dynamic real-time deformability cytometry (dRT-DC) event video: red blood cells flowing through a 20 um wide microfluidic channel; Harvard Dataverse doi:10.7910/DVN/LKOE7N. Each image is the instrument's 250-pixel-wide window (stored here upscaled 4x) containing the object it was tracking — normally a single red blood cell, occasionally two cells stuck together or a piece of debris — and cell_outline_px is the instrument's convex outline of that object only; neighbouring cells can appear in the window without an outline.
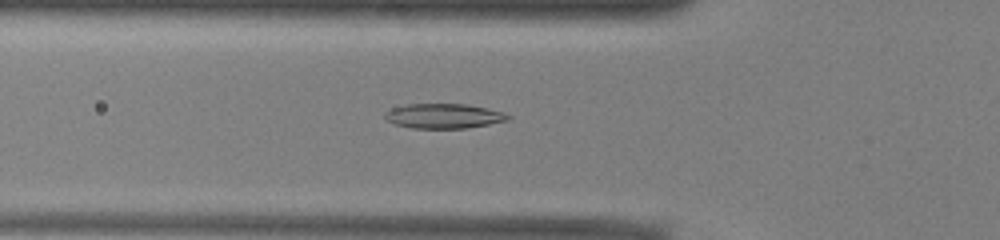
{"species": "common noctule bat (a hibernating species)", "species_latin": "Nyctalus noctula", "temperature_condition": "warm", "stored_images_in_passage": 52, "camera_frame_rate_fps": 3000, "um_per_image_px": 0.085, "animal": {"sex": "male", "body_mass_g": 13.0, "forearm_length_mm": 53.1}, "frame": {"image": 1, "passage_image": 18, "time_ms": 5.667, "image_size_px": [1000, 240], "cell_outline_px": [[512, 116], [508, 120], [468, 128], [412, 128], [396, 124], [388, 120], [384, 116], [384, 112], [392, 108], [408, 104], [468, 104], [488, 108], [504, 112]], "centroid_in_image_um": [37.75, 9.85], "position_along_channel_um": 88.1, "area_um2": 17.74}}
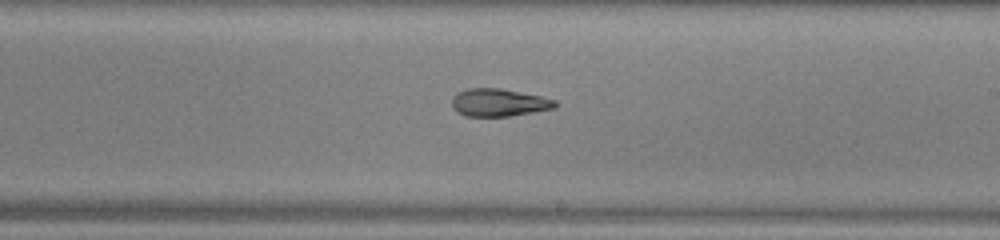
{"frame": {"image": 2, "passage_image": 30, "time_ms": 9.667, "image_size_px": [1000, 240], "cell_outline_px": [[560, 104], [556, 108], [508, 116], [464, 116], [452, 104], [452, 96], [456, 92], [468, 88], [500, 88], [540, 96], [556, 100]], "centroid_in_image_um": [42.43, 8.7], "position_along_channel_um": 246.6, "area_um2": 16.59}}
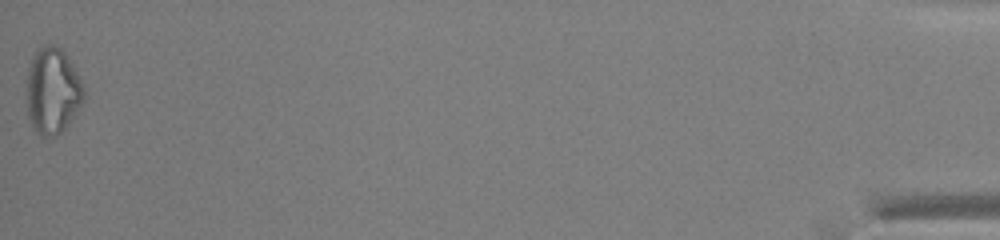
{"frame": {"image": 3, "passage_image": 52, "time_ms": 17.0, "image_size_px": [1000, 240], "cell_outline_px": [[84, 104], [72, 120], [56, 136], [40, 136], [36, 132], [28, 116], [28, 68], [32, 56], [44, 44], [52, 44], [60, 48], [68, 56], [80, 76], [84, 84]], "centroid_in_image_um": [4.52, 7.72], "position_along_channel_um": 430.7, "area_um2": 28.9}, "authors_computed_cell_mechanics": {"area_um2": 19.3052, "velocity_mm_per_s": 3.9599, "shape_relaxation_time_tau1_ms": null, "shape_relaxation_time_tau2_ms": 3.4568, "deformation_change_tau1": null, "deformation_change_tau2": 0.1201}}